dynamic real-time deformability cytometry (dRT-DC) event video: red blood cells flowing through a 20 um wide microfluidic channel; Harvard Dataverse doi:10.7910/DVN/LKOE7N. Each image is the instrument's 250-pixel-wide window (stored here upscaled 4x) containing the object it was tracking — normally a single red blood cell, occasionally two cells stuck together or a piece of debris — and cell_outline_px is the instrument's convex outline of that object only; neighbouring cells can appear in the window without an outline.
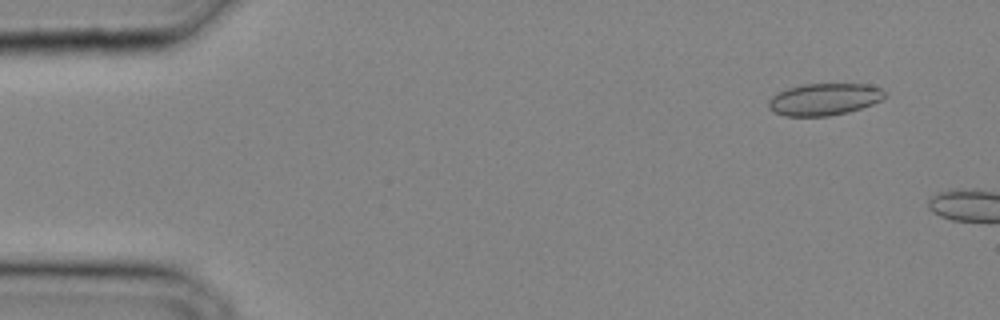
{"species": "common noctule bat (a hibernating species)", "species_latin": "Nyctalus noctula", "temperature_condition": "cold", "stored_images_in_passage": 5, "camera_frame_rate_fps": 3000, "um_per_image_px": 0.085, "animal": {"sex": "male", "body_mass_g": 20.4}, "frame": {"image": 1, "passage_image": 3, "time_ms": 0.667, "image_size_px": [1000, 320], "cell_outline_px": [[884, 96], [880, 100], [872, 104], [848, 112], [828, 116], [784, 116], [768, 108], [768, 100], [772, 96], [788, 88], [804, 84], [868, 84], [880, 88], [884, 92]], "centroid_in_image_um": [70.03, 8.44], "position_along_channel_um": 15.0, "area_um2": 21.44}}